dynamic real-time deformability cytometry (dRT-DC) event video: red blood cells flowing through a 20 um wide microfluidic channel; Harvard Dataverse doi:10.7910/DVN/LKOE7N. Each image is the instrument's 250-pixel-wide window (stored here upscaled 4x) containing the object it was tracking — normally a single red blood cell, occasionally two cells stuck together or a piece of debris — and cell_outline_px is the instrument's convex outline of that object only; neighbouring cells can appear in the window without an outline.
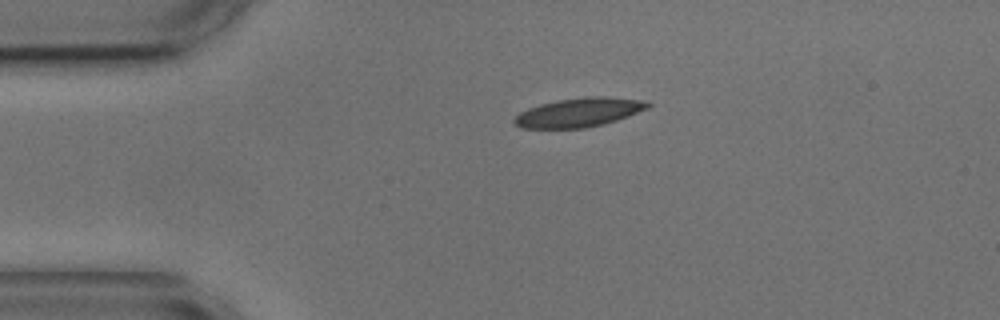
{"species": "common noctule bat (a hibernating species)", "species_latin": "Nyctalus noctula", "temperature_condition": "cold", "stored_images_in_passage": 3, "camera_frame_rate_fps": 3000, "um_per_image_px": 0.085, "animal": {"sex": "male", "body_mass_g": 17.9, "forearm_length_mm": 54.2}, "frame": {"image": 1, "passage_image": 1, "time_ms": 0.0, "image_size_px": [1000, 320], "cell_outline_px": [[652, 104], [648, 108], [628, 116], [604, 124], [584, 128], [520, 128], [512, 120], [520, 112], [528, 108], [540, 104], [560, 100], [588, 96], [604, 96], [648, 100]], "centroid_in_image_um": [49.25, 9.55], "position_along_channel_um": 35.7, "area_um2": 22.6}}